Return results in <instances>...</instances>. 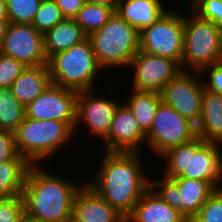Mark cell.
<instances>
[{
	"label": "cell",
	"instance_id": "obj_1",
	"mask_svg": "<svg viewBox=\"0 0 222 222\" xmlns=\"http://www.w3.org/2000/svg\"><path fill=\"white\" fill-rule=\"evenodd\" d=\"M100 153L103 157L98 169H94L92 177H86V183L126 219L150 187L149 173L155 172L145 169L144 151Z\"/></svg>",
	"mask_w": 222,
	"mask_h": 222
},
{
	"label": "cell",
	"instance_id": "obj_2",
	"mask_svg": "<svg viewBox=\"0 0 222 222\" xmlns=\"http://www.w3.org/2000/svg\"><path fill=\"white\" fill-rule=\"evenodd\" d=\"M47 164L31 165L22 191L25 219L32 222H68L73 216L75 194L80 183L55 173ZM68 178V179H67Z\"/></svg>",
	"mask_w": 222,
	"mask_h": 222
},
{
	"label": "cell",
	"instance_id": "obj_3",
	"mask_svg": "<svg viewBox=\"0 0 222 222\" xmlns=\"http://www.w3.org/2000/svg\"><path fill=\"white\" fill-rule=\"evenodd\" d=\"M158 161L163 162L161 175L168 179L184 177L208 181L216 190L222 188V145L193 140L171 148Z\"/></svg>",
	"mask_w": 222,
	"mask_h": 222
},
{
	"label": "cell",
	"instance_id": "obj_4",
	"mask_svg": "<svg viewBox=\"0 0 222 222\" xmlns=\"http://www.w3.org/2000/svg\"><path fill=\"white\" fill-rule=\"evenodd\" d=\"M14 134L18 154L31 165H46L75 138L74 129L65 121L28 117L19 124Z\"/></svg>",
	"mask_w": 222,
	"mask_h": 222
},
{
	"label": "cell",
	"instance_id": "obj_5",
	"mask_svg": "<svg viewBox=\"0 0 222 222\" xmlns=\"http://www.w3.org/2000/svg\"><path fill=\"white\" fill-rule=\"evenodd\" d=\"M94 56L98 64L109 74H114L112 69L122 73L126 71L133 57L139 51V32L118 13L97 31L88 36ZM110 67V68H109ZM113 72V73H112Z\"/></svg>",
	"mask_w": 222,
	"mask_h": 222
},
{
	"label": "cell",
	"instance_id": "obj_6",
	"mask_svg": "<svg viewBox=\"0 0 222 222\" xmlns=\"http://www.w3.org/2000/svg\"><path fill=\"white\" fill-rule=\"evenodd\" d=\"M47 65L53 84L77 92L96 90L99 76L104 74L88 37L70 49L52 55Z\"/></svg>",
	"mask_w": 222,
	"mask_h": 222
},
{
	"label": "cell",
	"instance_id": "obj_7",
	"mask_svg": "<svg viewBox=\"0 0 222 222\" xmlns=\"http://www.w3.org/2000/svg\"><path fill=\"white\" fill-rule=\"evenodd\" d=\"M186 10L181 69L201 72L205 67L221 61L222 28L199 18L189 8Z\"/></svg>",
	"mask_w": 222,
	"mask_h": 222
},
{
	"label": "cell",
	"instance_id": "obj_8",
	"mask_svg": "<svg viewBox=\"0 0 222 222\" xmlns=\"http://www.w3.org/2000/svg\"><path fill=\"white\" fill-rule=\"evenodd\" d=\"M109 81L112 82L107 83V91H110L107 95L102 92L100 94L97 92L98 89L78 92L76 124L74 127L75 138H77L78 132L82 133V128L83 131L87 128L90 132L88 135L92 134V138L99 139V143L107 137L115 111L122 103V97L115 96L114 98L112 96L115 94L113 91L116 90V87L113 85L111 78Z\"/></svg>",
	"mask_w": 222,
	"mask_h": 222
},
{
	"label": "cell",
	"instance_id": "obj_9",
	"mask_svg": "<svg viewBox=\"0 0 222 222\" xmlns=\"http://www.w3.org/2000/svg\"><path fill=\"white\" fill-rule=\"evenodd\" d=\"M184 12L171 7L154 23L139 32V50L175 60L181 66Z\"/></svg>",
	"mask_w": 222,
	"mask_h": 222
},
{
	"label": "cell",
	"instance_id": "obj_10",
	"mask_svg": "<svg viewBox=\"0 0 222 222\" xmlns=\"http://www.w3.org/2000/svg\"><path fill=\"white\" fill-rule=\"evenodd\" d=\"M197 137L196 125L172 107L161 102L156 110L149 132L146 151L159 158L167 150L185 144Z\"/></svg>",
	"mask_w": 222,
	"mask_h": 222
},
{
	"label": "cell",
	"instance_id": "obj_11",
	"mask_svg": "<svg viewBox=\"0 0 222 222\" xmlns=\"http://www.w3.org/2000/svg\"><path fill=\"white\" fill-rule=\"evenodd\" d=\"M129 68V69H128ZM131 69V70H130ZM130 90L160 93L163 87L181 71V66L172 59L138 51L128 65ZM132 84V85H131Z\"/></svg>",
	"mask_w": 222,
	"mask_h": 222
},
{
	"label": "cell",
	"instance_id": "obj_12",
	"mask_svg": "<svg viewBox=\"0 0 222 222\" xmlns=\"http://www.w3.org/2000/svg\"><path fill=\"white\" fill-rule=\"evenodd\" d=\"M204 83L200 72L181 71L161 90L162 102L197 125L201 116Z\"/></svg>",
	"mask_w": 222,
	"mask_h": 222
},
{
	"label": "cell",
	"instance_id": "obj_13",
	"mask_svg": "<svg viewBox=\"0 0 222 222\" xmlns=\"http://www.w3.org/2000/svg\"><path fill=\"white\" fill-rule=\"evenodd\" d=\"M0 53L15 58L26 67L47 64L44 35L32 24L10 23Z\"/></svg>",
	"mask_w": 222,
	"mask_h": 222
},
{
	"label": "cell",
	"instance_id": "obj_14",
	"mask_svg": "<svg viewBox=\"0 0 222 222\" xmlns=\"http://www.w3.org/2000/svg\"><path fill=\"white\" fill-rule=\"evenodd\" d=\"M78 92L51 84L25 106V117L35 120L67 122L73 129L76 124Z\"/></svg>",
	"mask_w": 222,
	"mask_h": 222
},
{
	"label": "cell",
	"instance_id": "obj_15",
	"mask_svg": "<svg viewBox=\"0 0 222 222\" xmlns=\"http://www.w3.org/2000/svg\"><path fill=\"white\" fill-rule=\"evenodd\" d=\"M106 152H139L145 151L146 134L129 108L122 102L115 111L110 131L101 142Z\"/></svg>",
	"mask_w": 222,
	"mask_h": 222
},
{
	"label": "cell",
	"instance_id": "obj_16",
	"mask_svg": "<svg viewBox=\"0 0 222 222\" xmlns=\"http://www.w3.org/2000/svg\"><path fill=\"white\" fill-rule=\"evenodd\" d=\"M73 216L80 222H124L126 220L86 182L75 194Z\"/></svg>",
	"mask_w": 222,
	"mask_h": 222
},
{
	"label": "cell",
	"instance_id": "obj_17",
	"mask_svg": "<svg viewBox=\"0 0 222 222\" xmlns=\"http://www.w3.org/2000/svg\"><path fill=\"white\" fill-rule=\"evenodd\" d=\"M127 222H189L177 209L170 207L150 187L134 206Z\"/></svg>",
	"mask_w": 222,
	"mask_h": 222
},
{
	"label": "cell",
	"instance_id": "obj_18",
	"mask_svg": "<svg viewBox=\"0 0 222 222\" xmlns=\"http://www.w3.org/2000/svg\"><path fill=\"white\" fill-rule=\"evenodd\" d=\"M168 9L163 0H120L115 12L140 32Z\"/></svg>",
	"mask_w": 222,
	"mask_h": 222
},
{
	"label": "cell",
	"instance_id": "obj_19",
	"mask_svg": "<svg viewBox=\"0 0 222 222\" xmlns=\"http://www.w3.org/2000/svg\"><path fill=\"white\" fill-rule=\"evenodd\" d=\"M196 132L205 142L222 145V96L205 88Z\"/></svg>",
	"mask_w": 222,
	"mask_h": 222
},
{
	"label": "cell",
	"instance_id": "obj_20",
	"mask_svg": "<svg viewBox=\"0 0 222 222\" xmlns=\"http://www.w3.org/2000/svg\"><path fill=\"white\" fill-rule=\"evenodd\" d=\"M52 84L47 64L26 67L13 82L11 90L17 100L25 107Z\"/></svg>",
	"mask_w": 222,
	"mask_h": 222
},
{
	"label": "cell",
	"instance_id": "obj_21",
	"mask_svg": "<svg viewBox=\"0 0 222 222\" xmlns=\"http://www.w3.org/2000/svg\"><path fill=\"white\" fill-rule=\"evenodd\" d=\"M179 211L190 221L216 190L208 181L178 177Z\"/></svg>",
	"mask_w": 222,
	"mask_h": 222
},
{
	"label": "cell",
	"instance_id": "obj_22",
	"mask_svg": "<svg viewBox=\"0 0 222 222\" xmlns=\"http://www.w3.org/2000/svg\"><path fill=\"white\" fill-rule=\"evenodd\" d=\"M88 36L75 19L64 18L44 34V50L47 58L66 51L84 41Z\"/></svg>",
	"mask_w": 222,
	"mask_h": 222
},
{
	"label": "cell",
	"instance_id": "obj_23",
	"mask_svg": "<svg viewBox=\"0 0 222 222\" xmlns=\"http://www.w3.org/2000/svg\"><path fill=\"white\" fill-rule=\"evenodd\" d=\"M128 95L121 97L122 102L136 118L140 129L147 134L151 128L159 104L162 102L160 93L128 90ZM131 92V94H130Z\"/></svg>",
	"mask_w": 222,
	"mask_h": 222
},
{
	"label": "cell",
	"instance_id": "obj_24",
	"mask_svg": "<svg viewBox=\"0 0 222 222\" xmlns=\"http://www.w3.org/2000/svg\"><path fill=\"white\" fill-rule=\"evenodd\" d=\"M31 164L23 157L0 163V199L22 194Z\"/></svg>",
	"mask_w": 222,
	"mask_h": 222
},
{
	"label": "cell",
	"instance_id": "obj_25",
	"mask_svg": "<svg viewBox=\"0 0 222 222\" xmlns=\"http://www.w3.org/2000/svg\"><path fill=\"white\" fill-rule=\"evenodd\" d=\"M25 118V107L11 88H0V129L15 132Z\"/></svg>",
	"mask_w": 222,
	"mask_h": 222
},
{
	"label": "cell",
	"instance_id": "obj_26",
	"mask_svg": "<svg viewBox=\"0 0 222 222\" xmlns=\"http://www.w3.org/2000/svg\"><path fill=\"white\" fill-rule=\"evenodd\" d=\"M114 13L115 9L112 7L85 2L74 19L89 36L99 30Z\"/></svg>",
	"mask_w": 222,
	"mask_h": 222
},
{
	"label": "cell",
	"instance_id": "obj_27",
	"mask_svg": "<svg viewBox=\"0 0 222 222\" xmlns=\"http://www.w3.org/2000/svg\"><path fill=\"white\" fill-rule=\"evenodd\" d=\"M42 0H6L10 23L31 24Z\"/></svg>",
	"mask_w": 222,
	"mask_h": 222
},
{
	"label": "cell",
	"instance_id": "obj_28",
	"mask_svg": "<svg viewBox=\"0 0 222 222\" xmlns=\"http://www.w3.org/2000/svg\"><path fill=\"white\" fill-rule=\"evenodd\" d=\"M63 19L55 0H42L31 24L44 35Z\"/></svg>",
	"mask_w": 222,
	"mask_h": 222
},
{
	"label": "cell",
	"instance_id": "obj_29",
	"mask_svg": "<svg viewBox=\"0 0 222 222\" xmlns=\"http://www.w3.org/2000/svg\"><path fill=\"white\" fill-rule=\"evenodd\" d=\"M160 176L150 174V188L170 207L179 210L178 185L172 179Z\"/></svg>",
	"mask_w": 222,
	"mask_h": 222
},
{
	"label": "cell",
	"instance_id": "obj_30",
	"mask_svg": "<svg viewBox=\"0 0 222 222\" xmlns=\"http://www.w3.org/2000/svg\"><path fill=\"white\" fill-rule=\"evenodd\" d=\"M189 222H222V188L214 191Z\"/></svg>",
	"mask_w": 222,
	"mask_h": 222
},
{
	"label": "cell",
	"instance_id": "obj_31",
	"mask_svg": "<svg viewBox=\"0 0 222 222\" xmlns=\"http://www.w3.org/2000/svg\"><path fill=\"white\" fill-rule=\"evenodd\" d=\"M186 4L199 18L222 28V0H194L191 4Z\"/></svg>",
	"mask_w": 222,
	"mask_h": 222
},
{
	"label": "cell",
	"instance_id": "obj_32",
	"mask_svg": "<svg viewBox=\"0 0 222 222\" xmlns=\"http://www.w3.org/2000/svg\"><path fill=\"white\" fill-rule=\"evenodd\" d=\"M24 205L21 195L0 199V222H23Z\"/></svg>",
	"mask_w": 222,
	"mask_h": 222
},
{
	"label": "cell",
	"instance_id": "obj_33",
	"mask_svg": "<svg viewBox=\"0 0 222 222\" xmlns=\"http://www.w3.org/2000/svg\"><path fill=\"white\" fill-rule=\"evenodd\" d=\"M25 68L26 66L15 58L0 53V88H11Z\"/></svg>",
	"mask_w": 222,
	"mask_h": 222
},
{
	"label": "cell",
	"instance_id": "obj_34",
	"mask_svg": "<svg viewBox=\"0 0 222 222\" xmlns=\"http://www.w3.org/2000/svg\"><path fill=\"white\" fill-rule=\"evenodd\" d=\"M204 88L222 96V63L212 64L200 72Z\"/></svg>",
	"mask_w": 222,
	"mask_h": 222
},
{
	"label": "cell",
	"instance_id": "obj_35",
	"mask_svg": "<svg viewBox=\"0 0 222 222\" xmlns=\"http://www.w3.org/2000/svg\"><path fill=\"white\" fill-rule=\"evenodd\" d=\"M18 156L14 132L0 129V163L14 160Z\"/></svg>",
	"mask_w": 222,
	"mask_h": 222
},
{
	"label": "cell",
	"instance_id": "obj_36",
	"mask_svg": "<svg viewBox=\"0 0 222 222\" xmlns=\"http://www.w3.org/2000/svg\"><path fill=\"white\" fill-rule=\"evenodd\" d=\"M55 2L64 18L74 19L85 0H55Z\"/></svg>",
	"mask_w": 222,
	"mask_h": 222
},
{
	"label": "cell",
	"instance_id": "obj_37",
	"mask_svg": "<svg viewBox=\"0 0 222 222\" xmlns=\"http://www.w3.org/2000/svg\"><path fill=\"white\" fill-rule=\"evenodd\" d=\"M120 0H85V2L92 3V4H98V5H104L117 9L118 2Z\"/></svg>",
	"mask_w": 222,
	"mask_h": 222
},
{
	"label": "cell",
	"instance_id": "obj_38",
	"mask_svg": "<svg viewBox=\"0 0 222 222\" xmlns=\"http://www.w3.org/2000/svg\"><path fill=\"white\" fill-rule=\"evenodd\" d=\"M9 24H10V22L8 21L7 18L0 19V46H1L3 39L6 35Z\"/></svg>",
	"mask_w": 222,
	"mask_h": 222
},
{
	"label": "cell",
	"instance_id": "obj_39",
	"mask_svg": "<svg viewBox=\"0 0 222 222\" xmlns=\"http://www.w3.org/2000/svg\"><path fill=\"white\" fill-rule=\"evenodd\" d=\"M7 18L6 0H0V19Z\"/></svg>",
	"mask_w": 222,
	"mask_h": 222
},
{
	"label": "cell",
	"instance_id": "obj_40",
	"mask_svg": "<svg viewBox=\"0 0 222 222\" xmlns=\"http://www.w3.org/2000/svg\"><path fill=\"white\" fill-rule=\"evenodd\" d=\"M68 222H80V221H78L74 216H72V218Z\"/></svg>",
	"mask_w": 222,
	"mask_h": 222
},
{
	"label": "cell",
	"instance_id": "obj_41",
	"mask_svg": "<svg viewBox=\"0 0 222 222\" xmlns=\"http://www.w3.org/2000/svg\"><path fill=\"white\" fill-rule=\"evenodd\" d=\"M193 1H194V0H189V1L187 0L186 2H189V3L191 4Z\"/></svg>",
	"mask_w": 222,
	"mask_h": 222
}]
</instances>
